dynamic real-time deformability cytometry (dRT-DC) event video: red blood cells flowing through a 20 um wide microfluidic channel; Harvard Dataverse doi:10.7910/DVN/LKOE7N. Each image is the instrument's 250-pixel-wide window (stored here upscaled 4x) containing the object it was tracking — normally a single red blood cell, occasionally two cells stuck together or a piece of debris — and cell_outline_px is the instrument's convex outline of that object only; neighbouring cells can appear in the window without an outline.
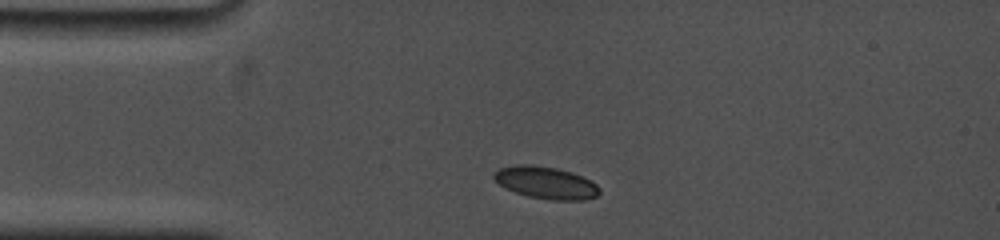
{"species": "common noctule bat (a hibernating species)", "species_latin": "Nyctalus noctula", "temperature_condition": "cold", "stored_images_in_passage": 2, "camera_frame_rate_fps": 5000, "um_per_image_px": 0.085, "animal": {"sex": "female", "body_mass_g": 19.0, "forearm_length_mm": 53.3}, "frame": {"image": 1, "passage_image": 1, "time_ms": 0.0, "image_size_px": [1000, 240], "cell_outline_px": [[600, 192], [596, 196], [584, 200], [552, 200], [528, 196], [504, 188], [492, 176], [500, 168], [516, 164], [532, 164], [556, 168], [572, 172], [596, 184], [600, 188]], "centroid_in_image_um": [46.39, 15.52], "position_along_channel_um": 38.6, "area_um2": 19.65}}